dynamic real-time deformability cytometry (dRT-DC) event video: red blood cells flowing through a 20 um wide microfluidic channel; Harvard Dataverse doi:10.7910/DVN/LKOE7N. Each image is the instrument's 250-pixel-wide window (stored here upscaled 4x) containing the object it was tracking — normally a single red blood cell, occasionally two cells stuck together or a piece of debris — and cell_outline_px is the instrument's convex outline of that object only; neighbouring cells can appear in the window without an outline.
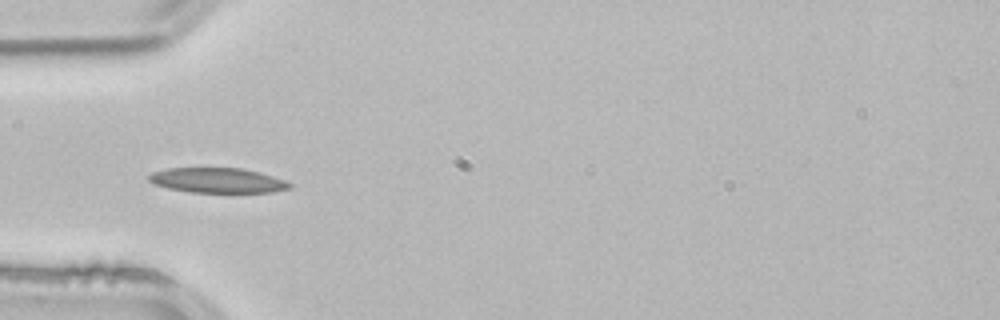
{"species": "common noctule bat (a hibernating species)", "species_latin": "Nyctalus noctula", "temperature_condition": "room temperature", "stored_images_in_passage": 5, "camera_frame_rate_fps": 3000, "um_per_image_px": 0.085, "animal": {"sex": "male", "body_mass_g": 21.5, "forearm_length_mm": 52.0}, "frame": {"image": 1, "passage_image": 5, "time_ms": 1.333, "image_size_px": [1000, 320], "cell_outline_px": [[292, 188], [272, 192], [188, 192], [168, 188], [152, 184], [148, 180], [148, 176], [152, 172], [168, 168], [244, 168], [260, 172], [284, 180], [292, 184]], "centroid_in_image_um": [18.47, 15.33], "position_along_channel_um": 66.5, "area_um2": 20.58}}